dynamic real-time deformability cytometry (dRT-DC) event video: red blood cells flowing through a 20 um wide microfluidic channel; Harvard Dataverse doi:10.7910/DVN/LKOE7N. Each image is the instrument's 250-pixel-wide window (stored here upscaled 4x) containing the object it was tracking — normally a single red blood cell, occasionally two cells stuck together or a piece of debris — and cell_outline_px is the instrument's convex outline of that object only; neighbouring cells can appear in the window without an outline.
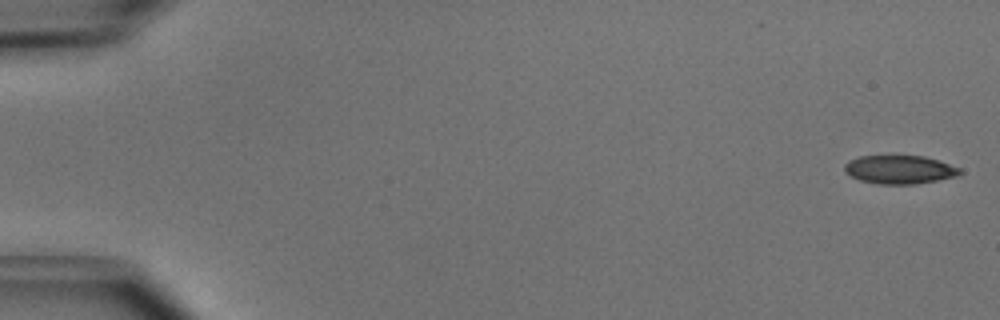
{"species": "common noctule bat (a hibernating species)", "species_latin": "Nyctalus noctula", "temperature_condition": "cold", "stored_images_in_passage": 50, "camera_frame_rate_fps": 3000, "um_per_image_px": 0.085, "animal": {"sex": "male", "body_mass_g": 15.6}, "frame": {"image": 1, "passage_image": 1, "time_ms": 0.0, "image_size_px": [1000, 320], "cell_outline_px": [[964, 172], [956, 176], [916, 184], [880, 184], [860, 180], [844, 172], [844, 164], [848, 160], [860, 156], [924, 156], [960, 168]], "centroid_in_image_um": [76.44, 14.41], "position_along_channel_um": 8.6, "area_um2": 19.02}}
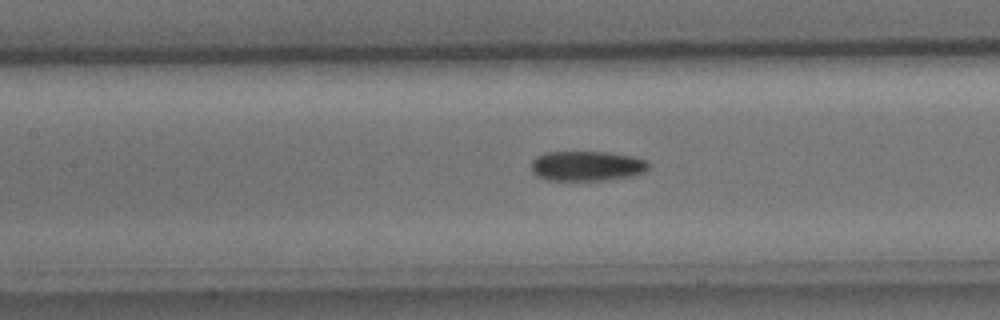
{"frame": {"image": 2, "passage_image": 23, "time_ms": 7.333, "image_size_px": [1000, 320], "cell_outline_px": [[648, 168], [644, 172], [632, 176], [604, 180], [548, 180], [536, 176], [532, 172], [532, 160], [536, 156], [544, 152], [612, 152], [632, 156], [648, 160]], "centroid_in_image_um": [49.88, 14.1], "position_along_channel_um": 157.5, "area_um2": 20.63}}
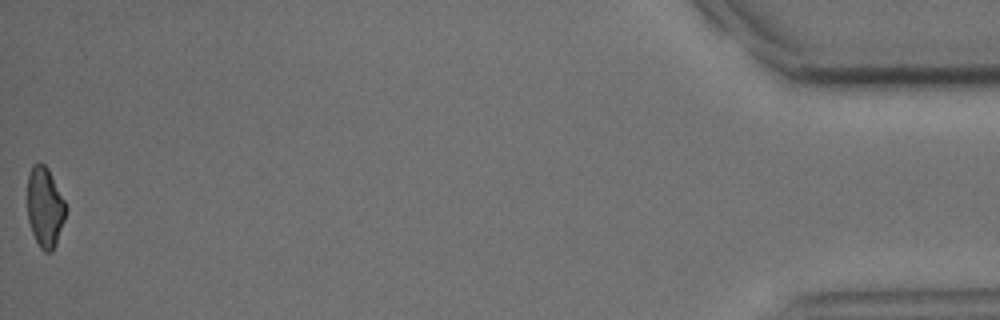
{"frame": {"image": 3, "passage_image": 50, "time_ms": 16.333, "image_size_px": [1000, 320], "cell_outline_px": [[68, 208], [56, 244], [52, 252], [44, 252], [40, 248], [32, 232], [28, 220], [28, 176], [32, 164], [40, 160], [48, 168]], "centroid_in_image_um": [3.82, 17.59], "position_along_channel_um": 431.4, "area_um2": 18.03}, "authors_computed_cell_mechanics": {"area_um2": 20.2011, "velocity_mm_per_s": 4.0413, "shape_relaxation_time_tau1_ms": 3.8804, "shape_relaxation_time_tau2_ms": 6.9264, "deformation_change_tau1": 0.1014, "deformation_change_tau2": 0.1344}}